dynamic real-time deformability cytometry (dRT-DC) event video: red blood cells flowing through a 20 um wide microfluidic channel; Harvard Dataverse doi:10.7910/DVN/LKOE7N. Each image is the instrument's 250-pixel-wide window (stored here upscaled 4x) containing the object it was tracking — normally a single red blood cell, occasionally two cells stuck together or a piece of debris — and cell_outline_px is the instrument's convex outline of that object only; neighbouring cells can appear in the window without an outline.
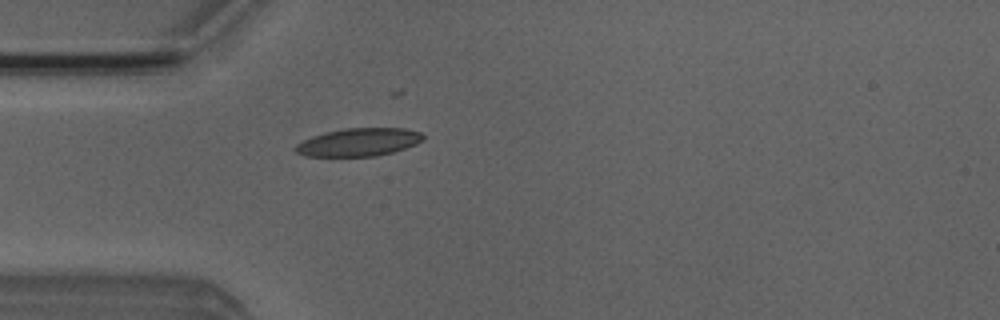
{"species": "Egyptian fruit bat (a non-hibernating species)", "species_latin": "Rousettus aegyptiacus", "temperature_condition": "room temperature", "stored_images_in_passage": 4, "camera_frame_rate_fps": 3000, "um_per_image_px": 0.085, "animal": {"sex": "male"}, "frame": {"image": 1, "passage_image": 4, "time_ms": 4.333, "image_size_px": [1000, 320], "cell_outline_px": [[424, 140], [416, 144], [392, 152], [376, 156], [304, 156], [296, 152], [292, 148], [296, 144], [312, 136], [344, 128], [404, 128], [420, 132], [424, 136]], "centroid_in_image_um": [30.48, 12.08], "position_along_channel_um": 54.5, "area_um2": 20.75}}